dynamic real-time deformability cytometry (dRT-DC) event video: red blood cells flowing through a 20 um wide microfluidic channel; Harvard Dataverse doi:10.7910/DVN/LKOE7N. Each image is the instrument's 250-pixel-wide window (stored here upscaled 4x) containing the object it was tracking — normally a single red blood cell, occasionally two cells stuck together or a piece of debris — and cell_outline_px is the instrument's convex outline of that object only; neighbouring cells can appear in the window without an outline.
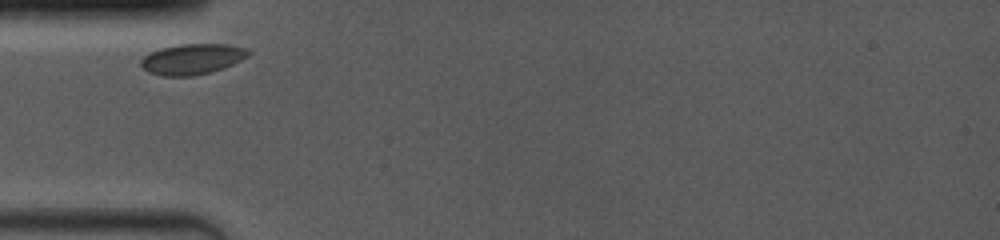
{"species": "common noctule bat (a hibernating species)", "species_latin": "Nyctalus noctula", "temperature_condition": "room temperature", "stored_images_in_passage": 14, "camera_frame_rate_fps": 4000, "um_per_image_px": 0.085, "animal": {"sex": "female", "body_mass_g": 19.0, "forearm_length_mm": 53.3}, "frame": {"image": 1, "passage_image": 1, "time_ms": 0.0, "image_size_px": [1000, 240], "cell_outline_px": [[252, 52], [248, 56], [224, 68], [212, 72], [192, 76], [164, 76], [148, 72], [140, 64], [140, 60], [144, 56], [160, 48], [180, 44], [228, 44], [248, 48]], "centroid_in_image_um": [16.37, 5.02], "position_along_channel_um": 68.6, "area_um2": 19.25}}